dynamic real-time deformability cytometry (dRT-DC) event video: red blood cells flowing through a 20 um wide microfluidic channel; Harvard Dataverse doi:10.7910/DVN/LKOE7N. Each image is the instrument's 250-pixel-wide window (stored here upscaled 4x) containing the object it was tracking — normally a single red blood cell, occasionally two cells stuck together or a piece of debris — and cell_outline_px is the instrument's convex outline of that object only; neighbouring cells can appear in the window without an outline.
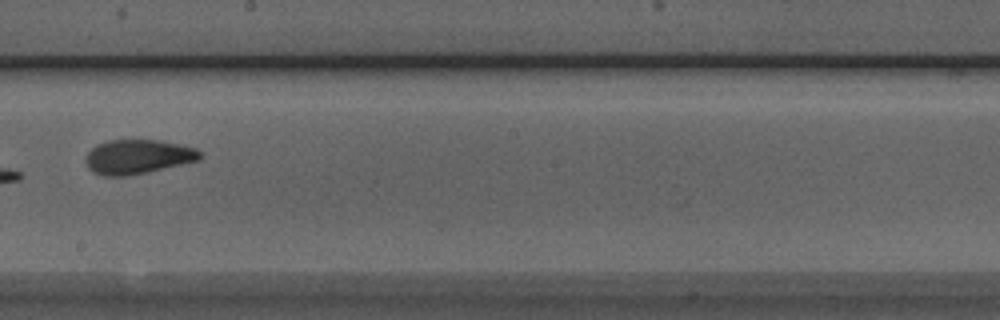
{"species": "Egyptian fruit bat (a non-hibernating species)", "species_latin": "Rousettus aegyptiacus", "temperature_condition": "room temperature", "stored_images_in_passage": 8, "camera_frame_rate_fps": 3000, "um_per_image_px": 0.085, "animal": {"sex": "male"}, "frame": {"image": 1, "passage_image": 7, "time_ms": 7.333, "image_size_px": [1000, 320], "cell_outline_px": [[204, 156], [200, 160], [148, 172], [124, 176], [104, 176], [92, 172], [88, 168], [84, 160], [88, 152], [96, 144], [108, 140], [160, 140], [180, 144], [196, 148]], "centroid_in_image_um": [11.71, 13.32], "position_along_channel_um": 236.5, "area_um2": 23.12}}
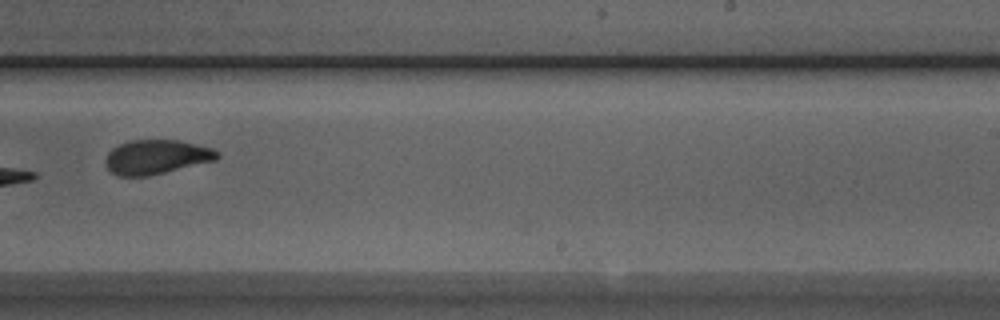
{"frame": {"image": 2, "passage_image": 8, "time_ms": 8.333, "image_size_px": [1000, 320], "cell_outline_px": [[220, 156], [216, 160], [148, 176], [116, 176], [108, 168], [104, 160], [108, 152], [112, 148], [128, 140], [180, 140], [212, 148], [220, 152]], "centroid_in_image_um": [13.29, 13.34], "position_along_channel_um": 275.7, "area_um2": 22.43}}